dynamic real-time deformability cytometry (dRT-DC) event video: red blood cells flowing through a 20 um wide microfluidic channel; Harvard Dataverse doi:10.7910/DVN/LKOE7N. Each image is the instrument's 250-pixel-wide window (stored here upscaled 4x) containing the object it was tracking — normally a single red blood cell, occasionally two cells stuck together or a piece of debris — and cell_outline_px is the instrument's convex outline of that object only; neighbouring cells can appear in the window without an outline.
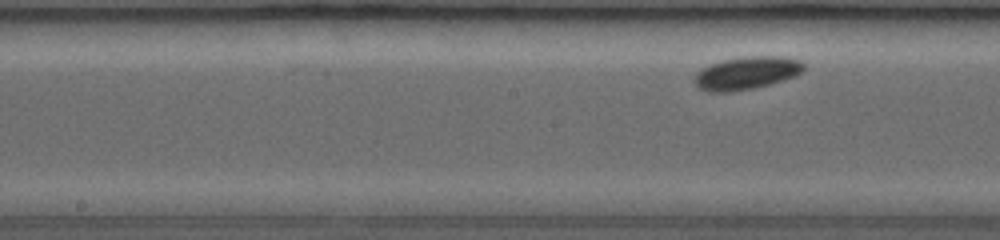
{"species": "common noctule bat (a hibernating species)", "species_latin": "Nyctalus noctula", "temperature_condition": "room temperature", "stored_images_in_passage": 7, "segment_of_instrument_passage": [2, 2], "camera_frame_rate_fps": 3000, "um_per_image_px": 0.085, "animal": {"sex": "female", "body_mass_g": 19.0, "forearm_length_mm": 53.3}, "frame": {"image": 1, "passage_image": 7, "time_ms": 5.333, "image_size_px": [1000, 240], "cell_outline_px": [[804, 68], [800, 72], [792, 76], [768, 84], [752, 88], [728, 92], [708, 92], [700, 88], [692, 80], [692, 76], [696, 72], [712, 64], [724, 60], [744, 56], [780, 56], [804, 60]], "centroid_in_image_um": [63.43, 6.19], "position_along_channel_um": 184.8, "area_um2": 20.69}}